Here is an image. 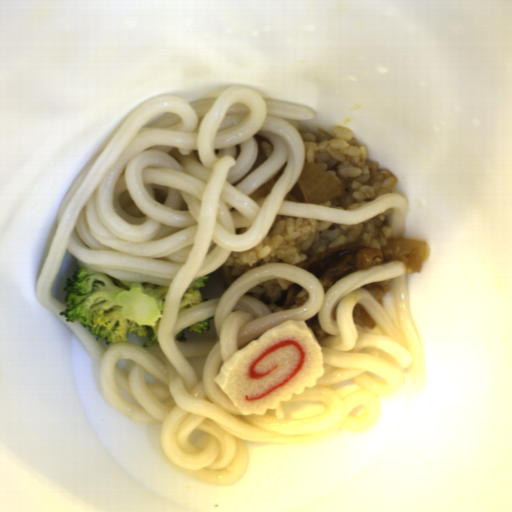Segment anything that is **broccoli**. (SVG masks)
I'll return each mask as SVG.
<instances>
[{"label": "broccoli", "mask_w": 512, "mask_h": 512, "mask_svg": "<svg viewBox=\"0 0 512 512\" xmlns=\"http://www.w3.org/2000/svg\"><path fill=\"white\" fill-rule=\"evenodd\" d=\"M167 285L115 278L78 263L63 292L65 322L77 323L106 345L128 342L130 335L145 338L142 347L157 343Z\"/></svg>", "instance_id": "broccoli-1"}, {"label": "broccoli", "mask_w": 512, "mask_h": 512, "mask_svg": "<svg viewBox=\"0 0 512 512\" xmlns=\"http://www.w3.org/2000/svg\"><path fill=\"white\" fill-rule=\"evenodd\" d=\"M208 278V273L195 276L189 283L177 310L179 315L192 306L208 301V298L203 299L202 297V289L205 288Z\"/></svg>", "instance_id": "broccoli-2"}, {"label": "broccoli", "mask_w": 512, "mask_h": 512, "mask_svg": "<svg viewBox=\"0 0 512 512\" xmlns=\"http://www.w3.org/2000/svg\"><path fill=\"white\" fill-rule=\"evenodd\" d=\"M211 319L212 317H208L206 319H203L199 322H196L194 324H191L184 329L180 330L178 334L175 336L176 340L186 342V334L188 331H194L197 334H202L208 330H210L211 327Z\"/></svg>", "instance_id": "broccoli-3"}]
</instances>
